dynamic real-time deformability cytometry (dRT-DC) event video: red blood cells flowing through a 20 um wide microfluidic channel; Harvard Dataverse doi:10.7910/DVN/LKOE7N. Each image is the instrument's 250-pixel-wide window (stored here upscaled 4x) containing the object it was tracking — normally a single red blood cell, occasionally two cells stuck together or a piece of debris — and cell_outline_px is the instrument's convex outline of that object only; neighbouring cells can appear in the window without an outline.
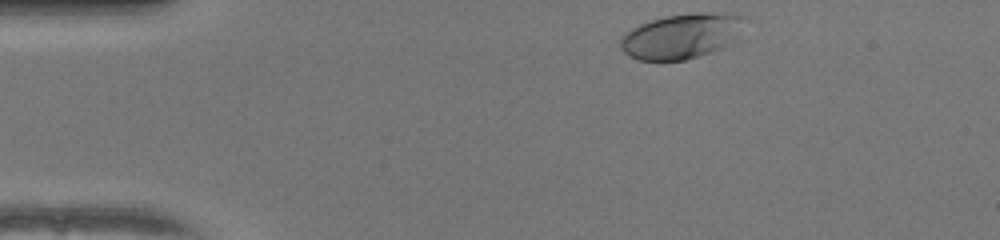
{"species": "human", "species_latin": "Homo sapiens", "temperature_condition": "warm", "stored_images_in_passage": 35, "camera_frame_rate_fps": 3000, "um_per_image_px": 0.085, "donor": {"sex": "female"}, "frame": {"image": 1, "passage_image": 1, "time_ms": 0.0, "image_size_px": [1000, 240], "cell_outline_px": [[748, 16], [724, 44], [720, 48], [712, 52], [684, 60], [640, 60], [628, 56], [620, 48], [620, 40], [632, 28], [640, 24], [652, 20], [668, 16], [696, 12], [736, 12]], "centroid_in_image_um": [57.88, 3.04], "position_along_channel_um": 27.1, "area_um2": 31.91}}
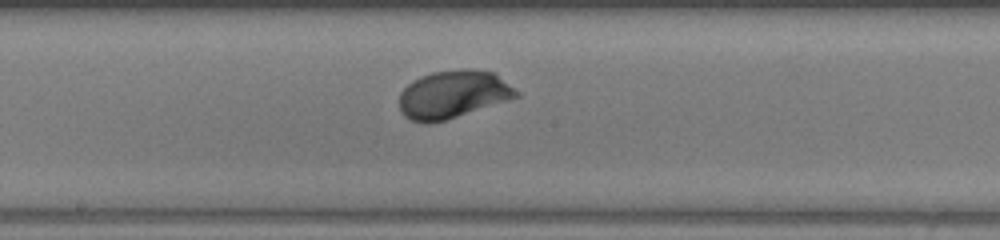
{"frame": {"image": 2, "passage_image": 20, "time_ms": 6.333, "image_size_px": [1000, 240], "cell_outline_px": [[520, 96], [508, 100], [444, 120], [428, 124], [424, 124], [412, 120], [404, 116], [400, 112], [400, 92], [412, 80], [420, 76], [432, 72], [460, 68], [468, 68], [492, 72], [520, 92]], "centroid_in_image_um": [38.48, 8.01], "position_along_channel_um": 209.7, "area_um2": 32.54}}
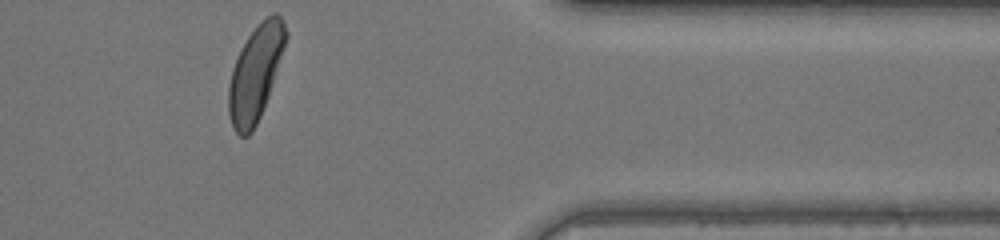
{"frame": {"image": 3, "passage_image": 35, "time_ms": 11.333, "image_size_px": [1000, 240], "cell_outline_px": [[288, 36], [268, 96], [260, 116], [252, 132], [248, 136], [240, 136], [236, 132], [232, 124], [228, 112], [228, 88], [232, 68], [248, 36], [272, 12], [276, 12], [284, 20], [288, 32]], "centroid_in_image_um": [21.72, 6.22], "position_along_channel_um": 389.7, "area_um2": 31.1}, "authors_computed_cell_mechanics": {"area_um2": 31.3854, "velocity_mm_per_s": 4.0123, "shape_relaxation_time_tau1_ms": 2.0493, "shape_relaxation_time_tau2_ms": null, "deformation_change_tau1": 0.149, "deformation_change_tau2": null}}